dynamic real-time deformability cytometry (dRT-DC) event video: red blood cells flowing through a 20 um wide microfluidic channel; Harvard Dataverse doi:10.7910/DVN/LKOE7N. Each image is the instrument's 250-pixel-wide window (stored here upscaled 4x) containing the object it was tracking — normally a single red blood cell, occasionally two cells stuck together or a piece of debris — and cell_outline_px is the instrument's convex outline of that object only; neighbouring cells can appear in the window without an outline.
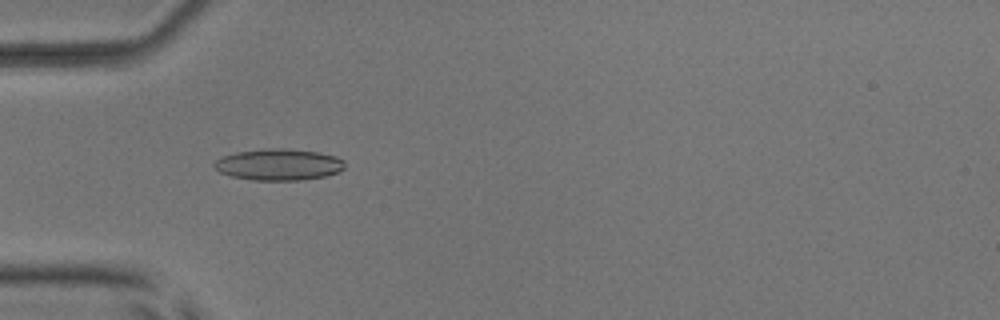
{"species": "common noctule bat (a hibernating species)", "species_latin": "Nyctalus noctula", "temperature_condition": "room temperature", "stored_images_in_passage": 5, "camera_frame_rate_fps": 3000, "um_per_image_px": 0.085, "animal": {"sex": "male", "body_mass_g": 17.9, "forearm_length_mm": 54.2}, "frame": {"image": 1, "passage_image": 4, "time_ms": 4.333, "image_size_px": [1000, 320], "cell_outline_px": [[344, 168], [340, 172], [324, 176], [300, 180], [252, 180], [232, 176], [220, 172], [212, 164], [216, 160], [224, 156], [236, 152], [264, 148], [284, 148], [316, 152], [336, 156], [344, 160]], "centroid_in_image_um": [23.7, 13.98], "position_along_channel_um": 61.3, "area_um2": 23.87}}
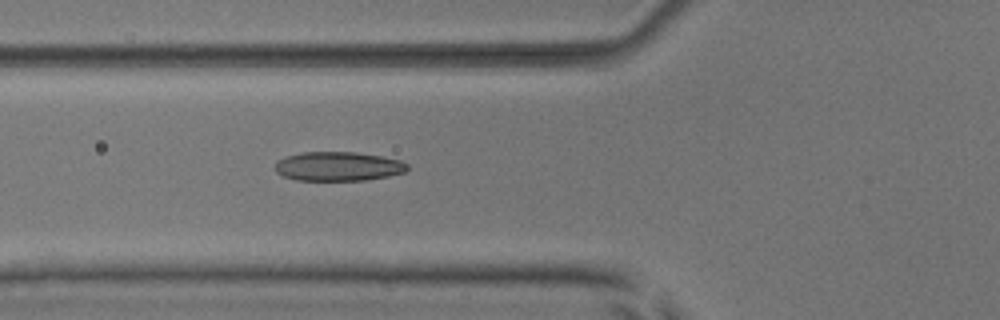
{"frame": {"image": 2, "passage_image": 5, "time_ms": 5.333, "image_size_px": [1000, 320], "cell_outline_px": [[408, 168], [404, 172], [388, 176], [368, 180], [296, 180], [284, 176], [276, 172], [276, 160], [284, 156], [304, 152], [356, 152], [380, 156], [400, 160], [408, 164]], "centroid_in_image_um": [28.73, 14.14], "position_along_channel_um": 97.1, "area_um2": 22.48}}